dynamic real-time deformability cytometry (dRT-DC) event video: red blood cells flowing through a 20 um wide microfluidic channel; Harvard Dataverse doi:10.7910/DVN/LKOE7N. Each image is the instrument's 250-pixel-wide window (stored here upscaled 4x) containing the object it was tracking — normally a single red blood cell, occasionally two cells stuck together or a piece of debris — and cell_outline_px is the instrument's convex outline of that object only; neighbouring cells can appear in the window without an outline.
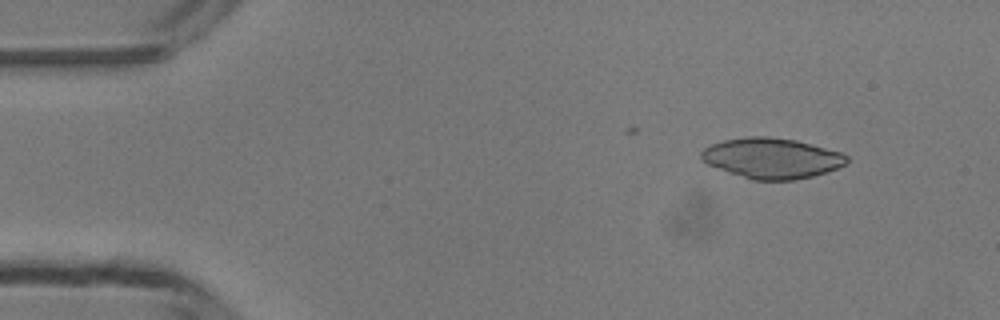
{"species": "common noctule bat (a hibernating species)", "species_latin": "Nyctalus noctula", "temperature_condition": "room temperature", "stored_images_in_passage": 11, "camera_frame_rate_fps": 3000, "um_per_image_px": 0.085, "animal": {"sex": "male", "body_mass_g": 13.3}, "frame": {"image": 1, "passage_image": 5, "time_ms": 1.333, "image_size_px": [1000, 320], "cell_outline_px": [[848, 160], [844, 164], [836, 168], [812, 176], [796, 180], [752, 180], [728, 172], [708, 164], [700, 160], [700, 152], [704, 148], [712, 144], [724, 140], [748, 136], [768, 136], [796, 140], [840, 152], [848, 156]], "centroid_in_image_um": [65.56, 13.44], "position_along_channel_um": 19.4, "area_um2": 34.16}}